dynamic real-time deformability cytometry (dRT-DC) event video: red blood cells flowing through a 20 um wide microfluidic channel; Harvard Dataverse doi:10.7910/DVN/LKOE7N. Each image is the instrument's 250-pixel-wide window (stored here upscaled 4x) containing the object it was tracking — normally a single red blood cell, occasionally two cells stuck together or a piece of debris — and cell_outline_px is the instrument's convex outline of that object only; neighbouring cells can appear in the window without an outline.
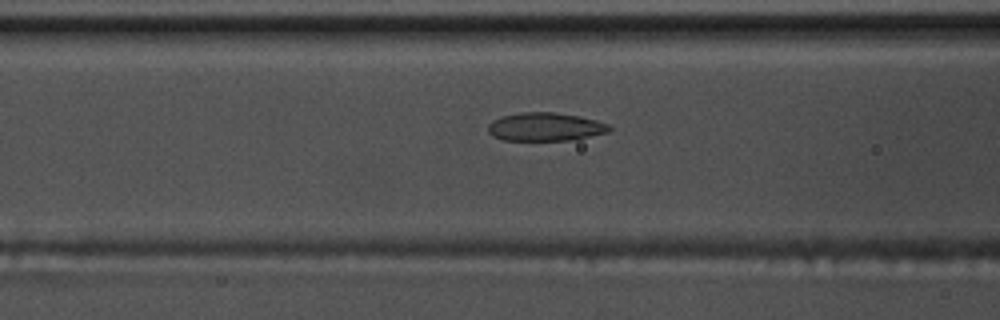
{"species": "common noctule bat (a hibernating species)", "species_latin": "Nyctalus noctula", "temperature_condition": "warm", "stored_images_in_passage": 38, "camera_frame_rate_fps": 3000, "um_per_image_px": 0.085, "animal": {"sex": "male", "body_mass_g": 17.5, "forearm_length_mm": 52.3}, "frame": {"image": 1, "passage_image": 5, "time_ms": 1.333, "image_size_px": [1000, 320], "cell_outline_px": [[612, 128], [608, 132], [568, 140], [504, 140], [492, 136], [488, 132], [488, 124], [492, 120], [500, 116], [520, 112], [556, 112], [580, 116], [596, 120], [608, 124]], "centroid_in_image_um": [46.31, 10.76], "position_along_channel_um": 120.3, "area_um2": 20.06}}
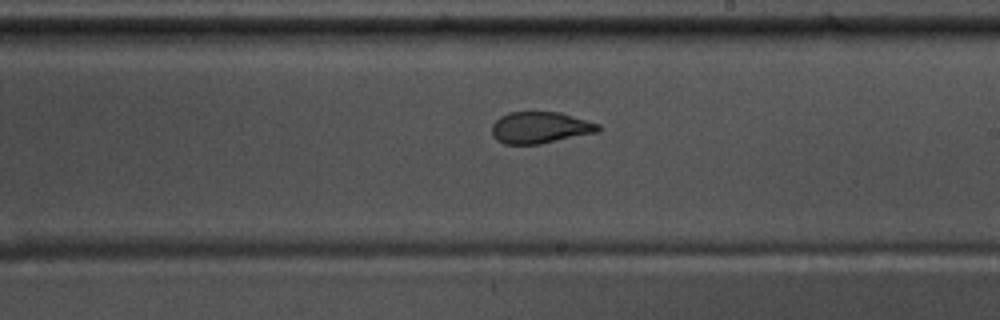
{"frame": {"image": 2, "passage_image": 15, "time_ms": 4.667, "image_size_px": [1000, 320], "cell_outline_px": [[600, 128], [596, 132], [540, 144], [504, 144], [496, 140], [492, 136], [492, 124], [500, 116], [508, 112], [560, 112], [600, 124]], "centroid_in_image_um": [45.87, 10.84], "position_along_channel_um": 243.1, "area_um2": 19.54}}
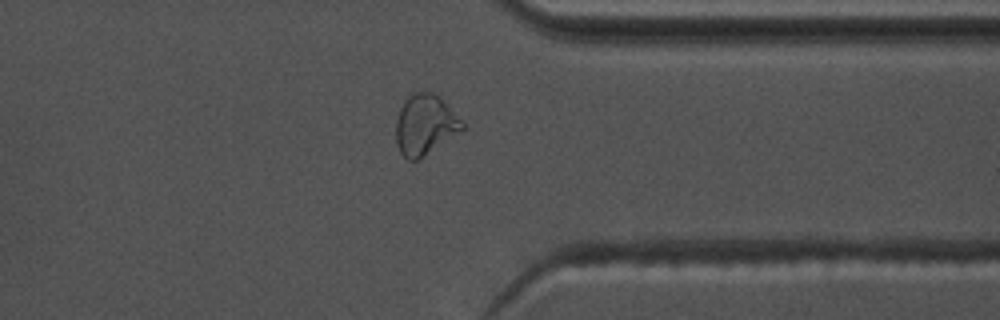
{"frame": {"image": 3, "passage_image": 26, "time_ms": 8.333, "image_size_px": [1000, 320], "cell_outline_px": [[464, 128], [420, 160], [408, 160], [400, 152], [396, 140], [396, 120], [400, 108], [404, 100], [412, 92], [432, 92], [440, 96], [464, 120]], "centroid_in_image_um": [36.14, 10.59], "position_along_channel_um": 375.3, "area_um2": 23.58}, "authors_computed_cell_mechanics": {"area_um2": 20.2589, "velocity_mm_per_s": 3.6984, "shape_relaxation_time_tau1_ms": 7.8098, "shape_relaxation_time_tau2_ms": 1.1805, "deformation_change_tau1": 0.2053, "deformation_change_tau2": 0.0757}}